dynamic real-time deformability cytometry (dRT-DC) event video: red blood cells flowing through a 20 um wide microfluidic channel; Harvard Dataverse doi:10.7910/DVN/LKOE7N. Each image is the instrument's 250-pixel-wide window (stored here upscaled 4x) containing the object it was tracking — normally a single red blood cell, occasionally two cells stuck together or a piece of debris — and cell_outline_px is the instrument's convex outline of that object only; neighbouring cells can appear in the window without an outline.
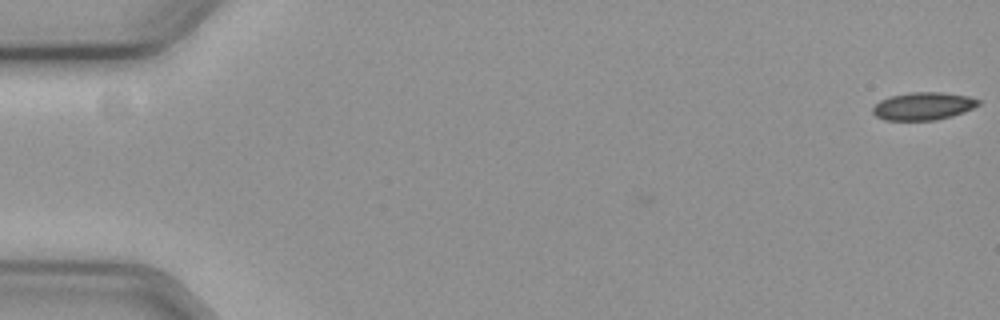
{"species": "common noctule bat (a hibernating species)", "species_latin": "Nyctalus noctula", "temperature_condition": "cold", "stored_images_in_passage": 4, "camera_frame_rate_fps": 3000, "um_per_image_px": 0.085, "animal": {"sex": "female", "body_mass_g": 19.3, "forearm_length_mm": 54.1}, "frame": {"image": 1, "passage_image": 4, "time_ms": 1.0, "image_size_px": [1000, 320], "cell_outline_px": [[980, 104], [972, 108], [952, 116], [936, 120], [884, 120], [876, 116], [872, 112], [872, 108], [880, 100], [892, 96], [912, 92], [940, 92], [968, 96], [980, 100]], "centroid_in_image_um": [78.46, 9.02], "position_along_channel_um": 6.5, "area_um2": 16.94}}